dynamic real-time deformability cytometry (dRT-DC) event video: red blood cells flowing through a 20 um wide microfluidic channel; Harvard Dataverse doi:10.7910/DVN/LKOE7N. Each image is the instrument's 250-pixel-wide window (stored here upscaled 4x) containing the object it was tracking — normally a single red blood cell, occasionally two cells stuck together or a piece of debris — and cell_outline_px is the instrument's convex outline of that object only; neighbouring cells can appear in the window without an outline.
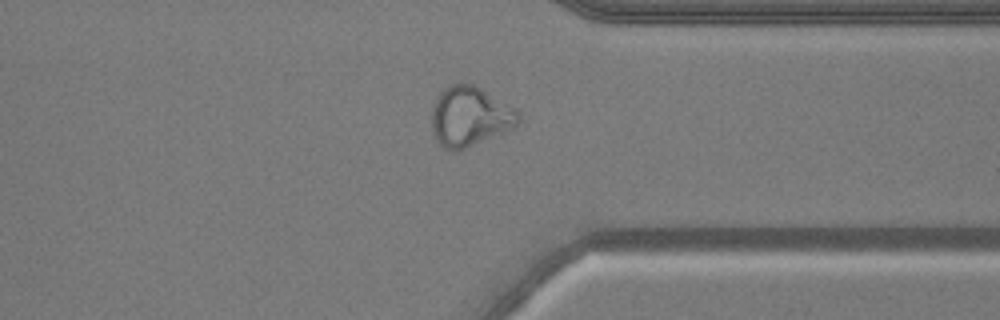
{"species": "common noctule bat (a hibernating species)", "species_latin": "Nyctalus noctula", "temperature_condition": "warm", "stored_images_in_passage": 42, "camera_frame_rate_fps": 3000, "um_per_image_px": 0.085, "animal": {"sex": "male", "body_mass_g": 20.5, "forearm_length_mm": 52.5}, "frame": {"image": 1, "passage_image": 36, "time_ms": 11.667, "image_size_px": [1000, 320], "cell_outline_px": [[520, 120], [512, 128], [504, 132], [456, 152], [444, 148], [436, 140], [432, 128], [432, 108], [436, 96], [448, 84], [476, 84], [512, 108], [520, 116]], "centroid_in_image_um": [39.88, 9.9], "position_along_channel_um": 371.5, "area_um2": 29.94}, "authors_computed_cell_mechanics": {"area_um2": 29.3046, "velocity_mm_per_s": 3.8914, "shape_relaxation_time_tau1_ms": null, "shape_relaxation_time_tau2_ms": 0.6894, "deformation_change_tau1": null, "deformation_change_tau2": 0.0805}}